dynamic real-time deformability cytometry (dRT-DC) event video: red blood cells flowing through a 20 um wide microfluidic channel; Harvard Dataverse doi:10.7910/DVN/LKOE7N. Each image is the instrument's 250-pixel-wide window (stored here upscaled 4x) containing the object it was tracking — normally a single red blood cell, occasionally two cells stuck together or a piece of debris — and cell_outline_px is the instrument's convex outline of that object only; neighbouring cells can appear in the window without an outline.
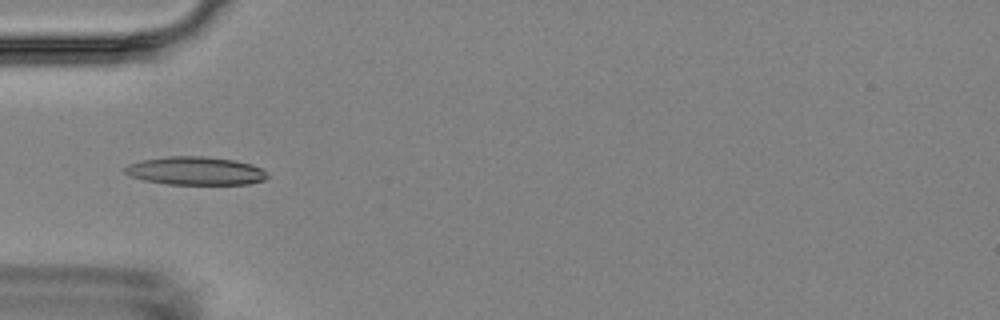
{"species": "Egyptian fruit bat (a non-hibernating species)", "species_latin": "Rousettus aegyptiacus", "temperature_condition": "room temperature", "stored_images_in_passage": 7, "camera_frame_rate_fps": 3000, "um_per_image_px": 0.085, "animal": {"sex": "female"}, "frame": {"image": 1, "passage_image": 3, "time_ms": 2.667, "image_size_px": [1000, 320], "cell_outline_px": [[268, 176], [264, 180], [248, 184], [168, 184], [144, 180], [132, 176], [124, 172], [124, 168], [128, 164], [144, 160], [168, 156], [204, 156], [236, 160], [252, 164], [260, 168]], "centroid_in_image_um": [16.63, 14.52], "position_along_channel_um": 68.4, "area_um2": 23.29}}
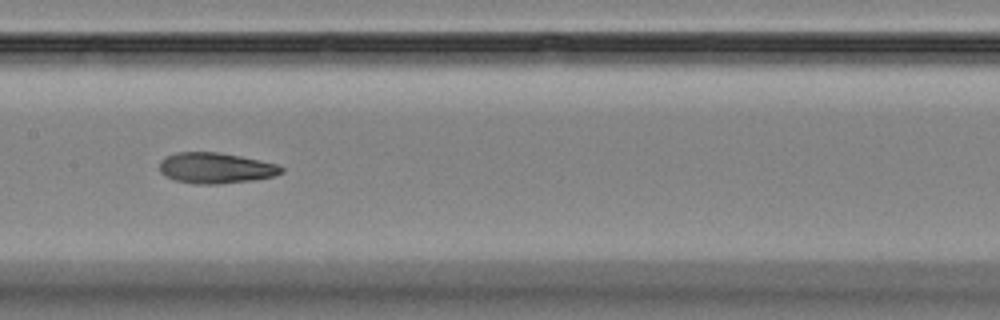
{"frame": {"image": 2, "passage_image": 6, "time_ms": 6.0, "image_size_px": [1000, 320], "cell_outline_px": [[284, 172], [272, 176], [252, 180], [216, 184], [196, 184], [176, 180], [164, 176], [160, 172], [160, 160], [176, 152], [220, 152], [280, 164], [284, 168]], "centroid_in_image_um": [18.35, 14.27], "position_along_channel_um": 189.1, "area_um2": 21.85}}
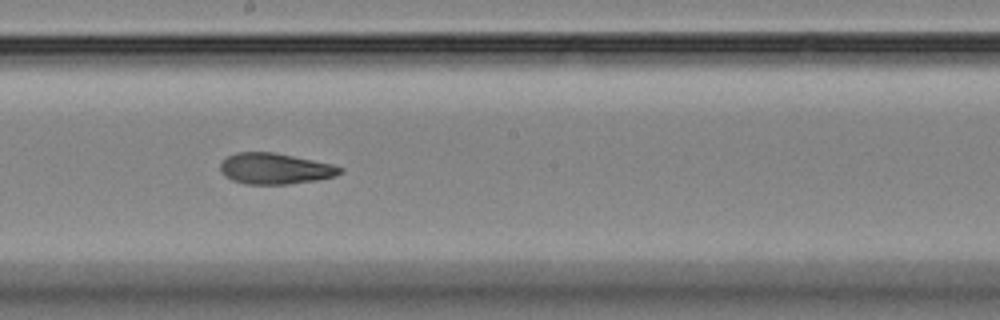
{"frame": {"image": 3, "passage_image": 7, "time_ms": 7.0, "image_size_px": [1000, 320], "cell_outline_px": [[344, 172], [336, 176], [320, 180], [288, 184], [248, 184], [232, 180], [224, 176], [220, 168], [220, 164], [228, 156], [236, 152], [272, 152], [332, 164], [344, 168]], "centroid_in_image_um": [23.41, 14.34], "position_along_channel_um": 224.8, "area_um2": 21.62}}